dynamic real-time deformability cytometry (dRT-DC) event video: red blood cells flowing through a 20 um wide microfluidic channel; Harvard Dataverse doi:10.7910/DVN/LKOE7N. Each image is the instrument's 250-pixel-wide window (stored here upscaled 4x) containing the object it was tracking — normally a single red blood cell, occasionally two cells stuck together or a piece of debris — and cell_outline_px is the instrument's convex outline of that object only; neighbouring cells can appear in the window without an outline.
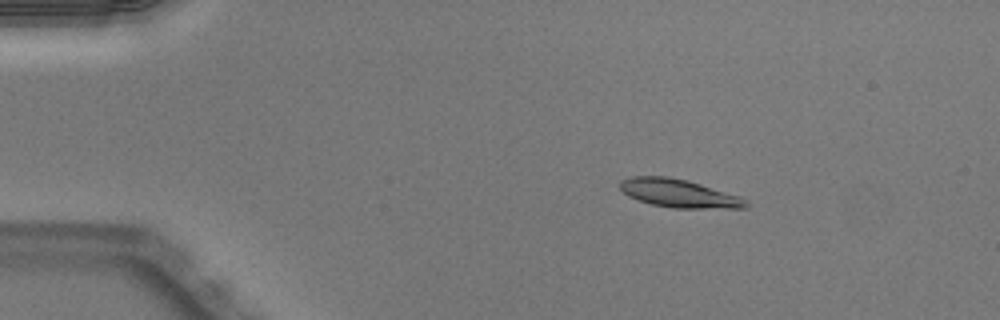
{"species": "Egyptian fruit bat (a non-hibernating species)", "species_latin": "Rousettus aegyptiacus", "temperature_condition": "warm", "stored_images_in_passage": 44, "camera_frame_rate_fps": 3000, "um_per_image_px": 0.085, "animal": {"sex": "male"}, "frame": {"image": 1, "passage_image": 2, "time_ms": 0.333, "image_size_px": [1000, 320], "cell_outline_px": [[752, 204], [748, 208], [672, 208], [652, 204], [628, 196], [620, 188], [620, 180], [632, 176], [664, 176], [688, 180], [740, 196], [748, 200]], "centroid_in_image_um": [57.77, 16.44], "position_along_channel_um": 27.2, "area_um2": 20.81}}
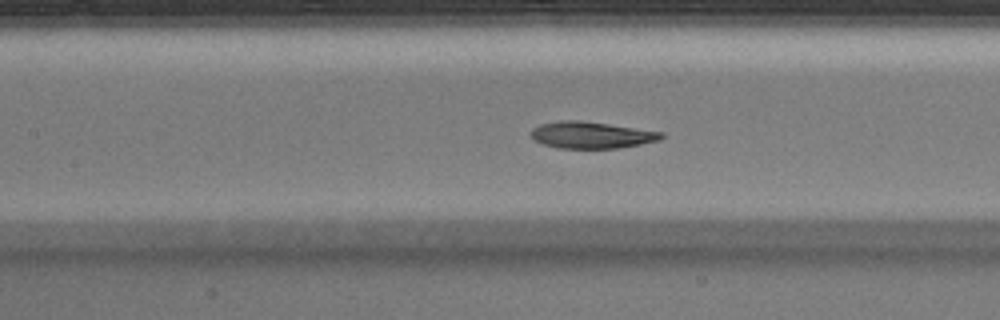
{"frame": {"image": 2, "passage_image": 17, "time_ms": 5.333, "image_size_px": [1000, 320], "cell_outline_px": [[664, 136], [660, 140], [640, 144], [616, 148], [560, 148], [544, 144], [536, 140], [532, 136], [532, 128], [540, 124], [560, 120], [580, 120], [664, 132]], "centroid_in_image_um": [50.29, 11.47], "position_along_channel_um": 157.1, "area_um2": 20.06}}
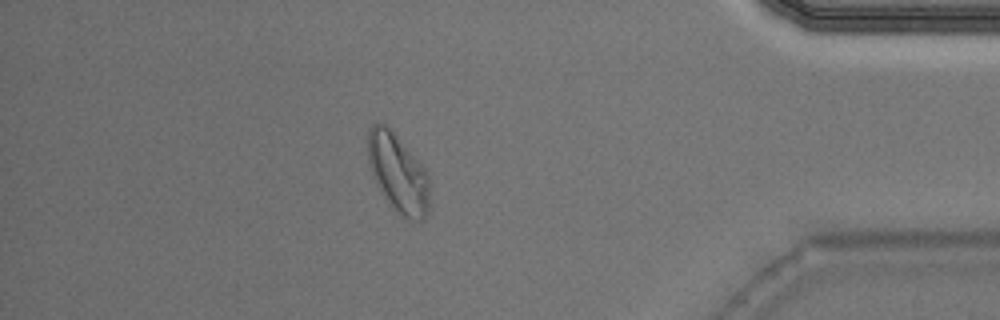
{"frame": {"image": 3, "passage_image": 38, "time_ms": 12.333, "image_size_px": [1000, 320], "cell_outline_px": [[428, 212], [424, 220], [408, 220], [396, 212], [388, 204], [380, 192], [376, 184], [368, 164], [368, 128], [372, 124], [384, 124], [392, 132], [424, 168], [428, 180]], "centroid_in_image_um": [33.79, 14.78], "position_along_channel_um": 401.4, "area_um2": 27.86}, "authors_computed_cell_mechanics": {"area_um2": 20.7791, "velocity_mm_per_s": 3.9977, "shape_relaxation_time_tau1_ms": 3.4009, "shape_relaxation_time_tau2_ms": 1.9311, "deformation_change_tau1": 0.1559, "deformation_change_tau2": 0.057}}